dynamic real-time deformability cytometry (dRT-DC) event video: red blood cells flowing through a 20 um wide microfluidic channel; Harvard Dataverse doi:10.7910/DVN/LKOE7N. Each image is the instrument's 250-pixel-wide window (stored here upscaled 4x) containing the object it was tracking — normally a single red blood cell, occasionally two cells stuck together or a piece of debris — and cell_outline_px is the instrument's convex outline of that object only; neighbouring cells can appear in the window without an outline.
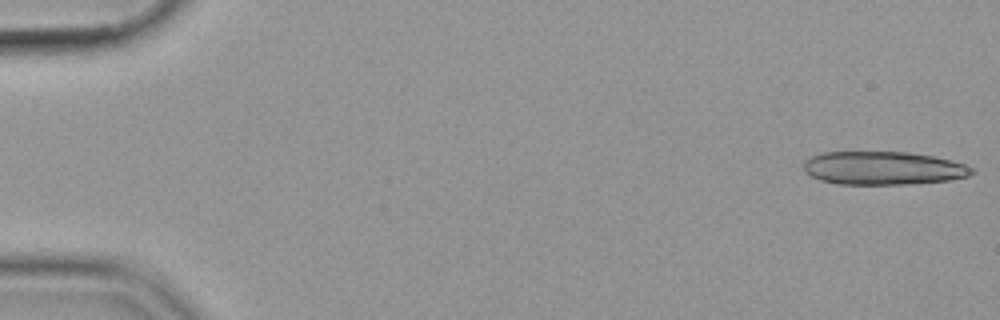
{"species": "common noctule bat (a hibernating species)", "species_latin": "Nyctalus noctula", "temperature_condition": "cold", "stored_images_in_passage": 16, "camera_frame_rate_fps": 3000, "um_per_image_px": 0.085, "animal": {"sex": "female", "body_mass_g": 19.9}, "frame": {"image": 1, "passage_image": 1, "time_ms": 0.0, "image_size_px": [1000, 320], "cell_outline_px": [[976, 172], [968, 176], [948, 180], [908, 184], [836, 184], [820, 180], [804, 172], [804, 160], [820, 152], [908, 152], [932, 156], [952, 160], [976, 168]], "centroid_in_image_um": [75.07, 14.29], "position_along_channel_um": 9.9, "area_um2": 32.83}}